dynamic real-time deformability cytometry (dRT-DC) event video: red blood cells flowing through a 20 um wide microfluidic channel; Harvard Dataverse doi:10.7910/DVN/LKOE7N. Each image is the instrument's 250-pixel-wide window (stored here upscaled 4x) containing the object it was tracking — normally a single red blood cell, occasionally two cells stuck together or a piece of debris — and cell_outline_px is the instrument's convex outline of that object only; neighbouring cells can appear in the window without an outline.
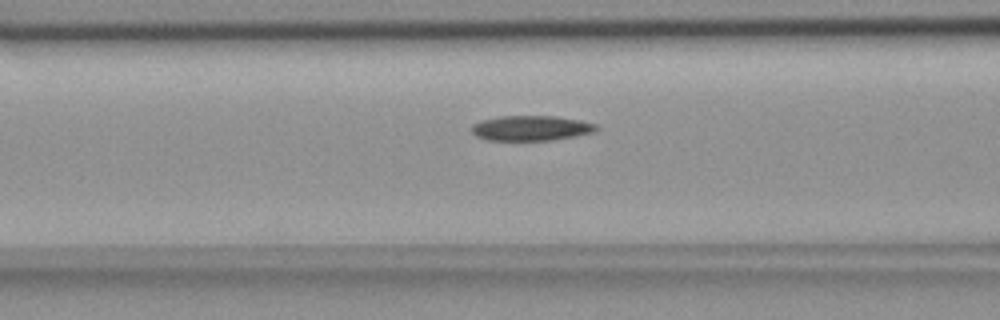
{"species": "common noctule bat (a hibernating species)", "species_latin": "Nyctalus noctula", "temperature_condition": "room temperature", "stored_images_in_passage": 43, "camera_frame_rate_fps": 3000, "um_per_image_px": 0.085, "animal": {"sex": "female", "body_mass_g": 18.4}, "frame": {"image": 1, "passage_image": 16, "time_ms": 5.0, "image_size_px": [1000, 320], "cell_outline_px": [[600, 128], [592, 132], [552, 140], [488, 140], [476, 136], [472, 132], [472, 124], [480, 120], [500, 116], [556, 116], [580, 120], [596, 124]], "centroid_in_image_um": [45.11, 10.88], "position_along_channel_um": 121.5, "area_um2": 18.15}}
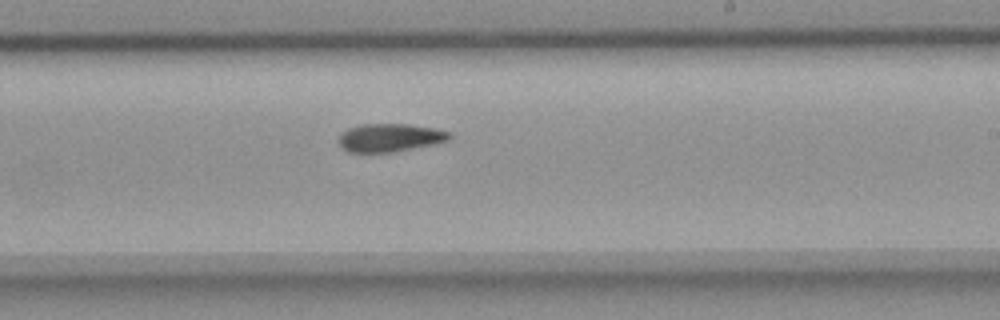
{"frame": {"image": 2, "passage_image": 27, "time_ms": 8.667, "image_size_px": [1000, 320], "cell_outline_px": [[452, 136], [448, 140], [432, 144], [392, 152], [348, 152], [340, 148], [336, 140], [340, 132], [348, 128], [364, 124], [408, 124], [436, 128], [452, 132]], "centroid_in_image_um": [33.08, 11.69], "position_along_channel_um": 255.9, "area_um2": 18.38}}
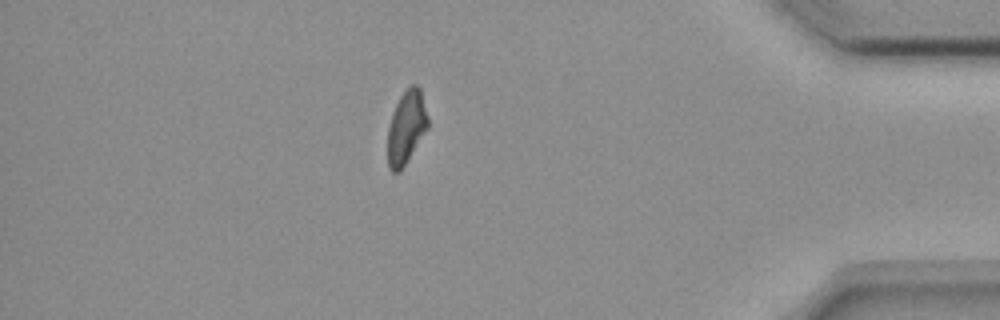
{"frame": {"image": 3, "passage_image": 42, "time_ms": 13.667, "image_size_px": [1000, 320], "cell_outline_px": [[428, 128], [400, 172], [392, 172], [388, 168], [388, 128], [392, 112], [400, 96], [408, 84], [416, 84], [420, 88], [428, 116]], "centroid_in_image_um": [34.53, 10.8], "position_along_channel_um": 400.7, "area_um2": 17.28}}